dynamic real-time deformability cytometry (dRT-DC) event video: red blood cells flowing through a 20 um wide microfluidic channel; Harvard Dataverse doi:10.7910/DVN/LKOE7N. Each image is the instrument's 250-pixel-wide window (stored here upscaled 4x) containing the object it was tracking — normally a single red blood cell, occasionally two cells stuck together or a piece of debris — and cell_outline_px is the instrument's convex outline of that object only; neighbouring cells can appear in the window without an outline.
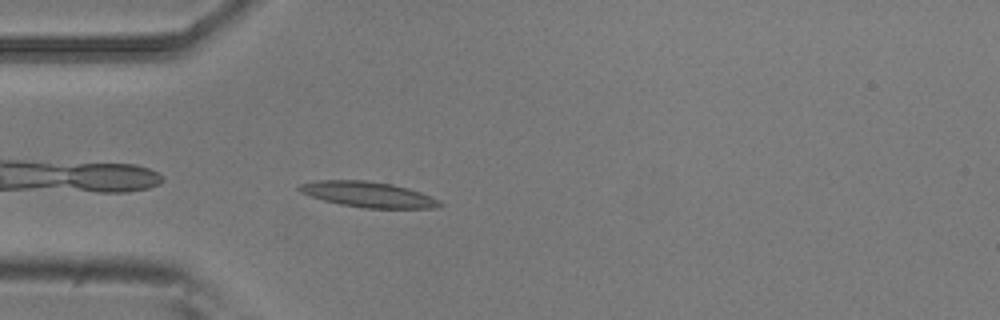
{"species": "common noctule bat (a hibernating species)", "species_latin": "Nyctalus noctula", "temperature_condition": "room temperature", "stored_images_in_passage": 5, "camera_frame_rate_fps": 3000, "um_per_image_px": 0.085, "animal": {"sex": "male", "body_mass_g": 20.5, "forearm_length_mm": 52.5}, "frame": {"image": 1, "passage_image": 5, "time_ms": 1.333, "image_size_px": [1000, 320], "cell_outline_px": [[444, 204], [436, 208], [364, 208], [340, 204], [324, 200], [300, 192], [296, 188], [300, 184], [316, 180], [364, 180], [392, 184], [408, 188], [420, 192], [440, 200]], "centroid_in_image_um": [31.3, 16.52], "position_along_channel_um": 53.7, "area_um2": 20.87}}